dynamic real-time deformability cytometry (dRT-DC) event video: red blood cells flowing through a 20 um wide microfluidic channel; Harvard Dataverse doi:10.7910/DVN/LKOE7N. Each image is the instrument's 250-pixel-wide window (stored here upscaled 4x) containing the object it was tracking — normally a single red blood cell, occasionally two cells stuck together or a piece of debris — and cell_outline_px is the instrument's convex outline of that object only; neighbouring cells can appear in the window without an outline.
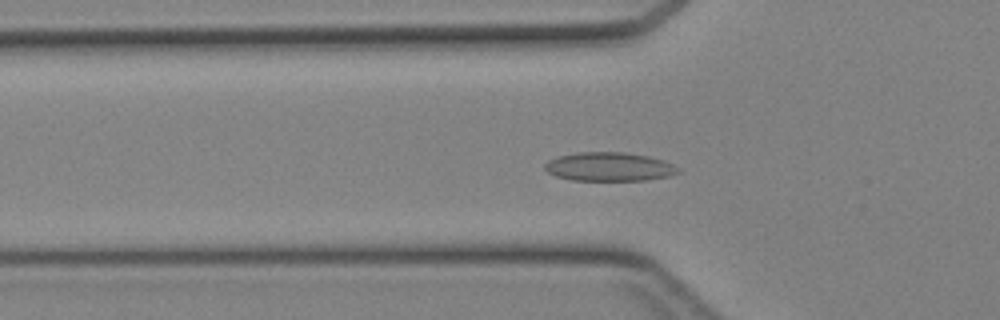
{"species": "Egyptian fruit bat (a non-hibernating species)", "species_latin": "Rousettus aegyptiacus", "temperature_condition": "cold", "stored_images_in_passage": 47, "segment_of_instrument_passage": [1, 2], "camera_frame_rate_fps": 3000, "um_per_image_px": 0.085, "animal": {"sex": "female"}, "frame": {"image": 1, "passage_image": 16, "time_ms": 5.0, "image_size_px": [1000, 320], "cell_outline_px": [[680, 172], [668, 176], [644, 180], [572, 180], [556, 176], [548, 172], [544, 168], [544, 164], [548, 160], [560, 156], [576, 152], [624, 152], [648, 156], [664, 160], [680, 168]], "centroid_in_image_um": [51.78, 14.17], "position_along_channel_um": 74.0, "area_um2": 22.31}}
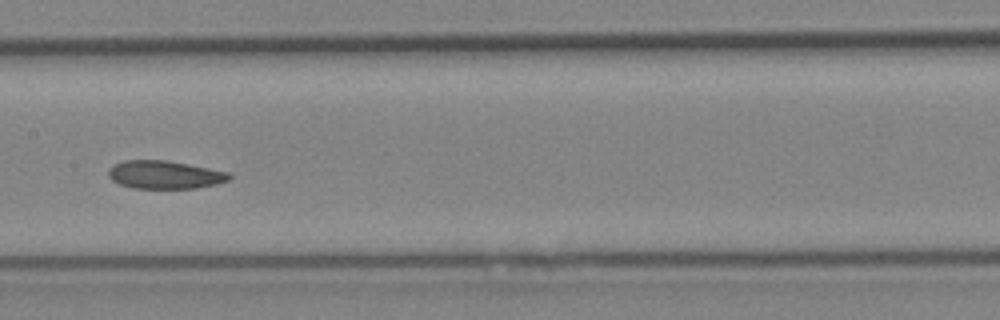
{"frame": {"image": 2, "passage_image": 24, "time_ms": 7.667, "image_size_px": [1000, 320], "cell_outline_px": [[232, 176], [228, 180], [216, 184], [196, 188], [132, 188], [120, 184], [112, 180], [108, 176], [108, 168], [124, 160], [164, 160], [188, 164], [228, 172]], "centroid_in_image_um": [13.98, 14.85], "position_along_channel_um": 193.4, "area_um2": 19.65}}
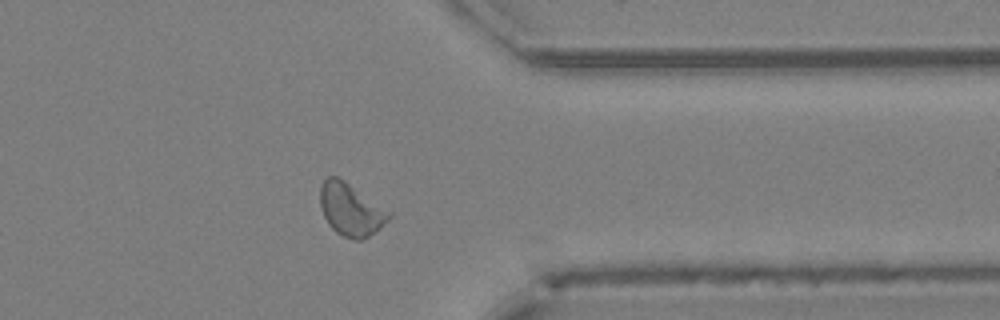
{"frame": {"image": 3, "passage_image": 37, "time_ms": 12.0, "image_size_px": [1000, 320], "cell_outline_px": [[392, 216], [376, 232], [364, 240], [352, 240], [336, 232], [328, 224], [324, 216], [320, 204], [320, 188], [324, 180], [328, 176], [336, 176], [344, 180], [392, 212]], "centroid_in_image_um": [29.84, 17.83], "position_along_channel_um": 381.6, "area_um2": 21.15}}